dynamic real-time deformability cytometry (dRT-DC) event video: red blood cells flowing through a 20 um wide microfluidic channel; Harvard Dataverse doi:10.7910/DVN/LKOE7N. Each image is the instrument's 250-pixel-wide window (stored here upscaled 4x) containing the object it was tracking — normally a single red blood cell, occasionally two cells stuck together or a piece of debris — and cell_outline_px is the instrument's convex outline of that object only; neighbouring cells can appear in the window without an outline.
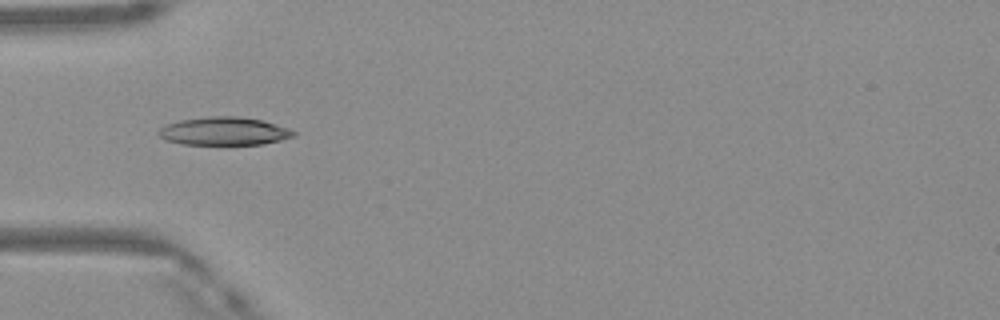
{"species": "Egyptian fruit bat (a non-hibernating species)", "species_latin": "Rousettus aegyptiacus", "temperature_condition": "warm", "stored_images_in_passage": 34, "camera_frame_rate_fps": 3000, "um_per_image_px": 0.085, "frame": {"image": 1, "passage_image": 1, "time_ms": 0.0, "image_size_px": [1000, 320], "cell_outline_px": [[296, 136], [264, 144], [184, 144], [168, 140], [160, 136], [156, 132], [160, 128], [168, 124], [180, 120], [212, 116], [236, 116], [264, 120], [288, 128], [296, 132]], "centroid_in_image_um": [19.09, 11.14], "position_along_channel_um": 65.9, "area_um2": 21.96}}
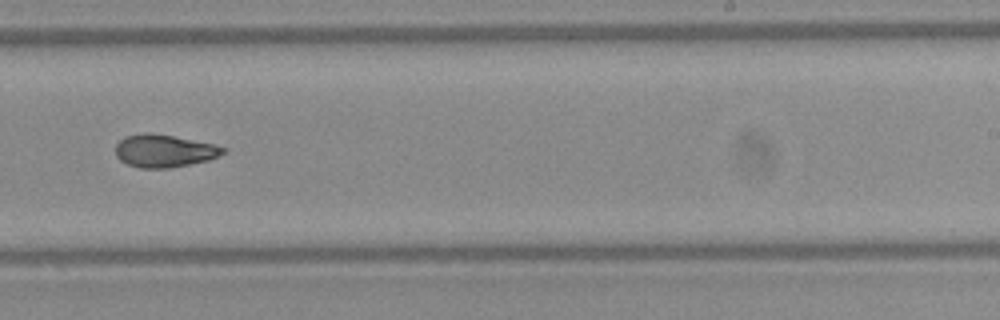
{"frame": {"image": 2, "passage_image": 16, "time_ms": 5.0, "image_size_px": [1000, 320], "cell_outline_px": [[228, 152], [208, 160], [168, 168], [140, 168], [128, 164], [120, 160], [116, 156], [116, 144], [124, 136], [172, 136], [216, 144], [228, 148]], "centroid_in_image_um": [14.03, 12.86], "position_along_channel_um": 275.0, "area_um2": 19.83}}
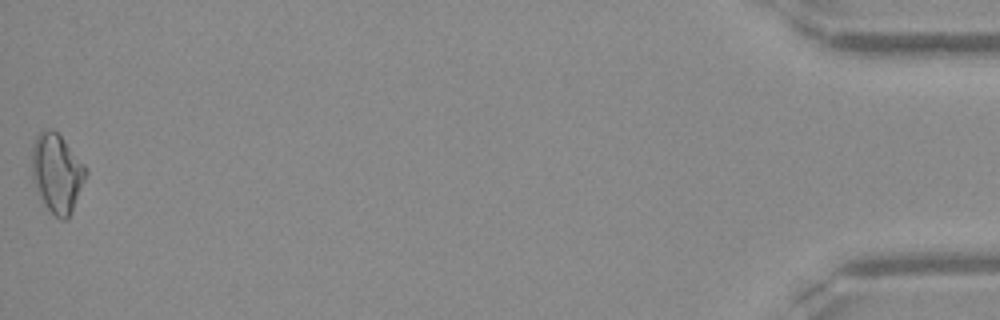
{"frame": {"image": 3, "passage_image": 34, "time_ms": 11.0, "image_size_px": [1000, 320], "cell_outline_px": [[88, 172], [68, 220], [60, 220], [44, 204], [32, 180], [32, 148], [36, 136], [40, 132], [48, 128], [52, 128], [60, 136], [84, 164]], "centroid_in_image_um": [4.83, 14.72], "position_along_channel_um": 430.4, "area_um2": 24.51}, "authors_computed_cell_mechanics": {"area_um2": 20.6635, "velocity_mm_per_s": 4.1785, "shape_relaxation_time_tau1_ms": 7.7519, "shape_relaxation_time_tau2_ms": 4.1319, "deformation_change_tau1": 0.1929, "deformation_change_tau2": 0.1001}}